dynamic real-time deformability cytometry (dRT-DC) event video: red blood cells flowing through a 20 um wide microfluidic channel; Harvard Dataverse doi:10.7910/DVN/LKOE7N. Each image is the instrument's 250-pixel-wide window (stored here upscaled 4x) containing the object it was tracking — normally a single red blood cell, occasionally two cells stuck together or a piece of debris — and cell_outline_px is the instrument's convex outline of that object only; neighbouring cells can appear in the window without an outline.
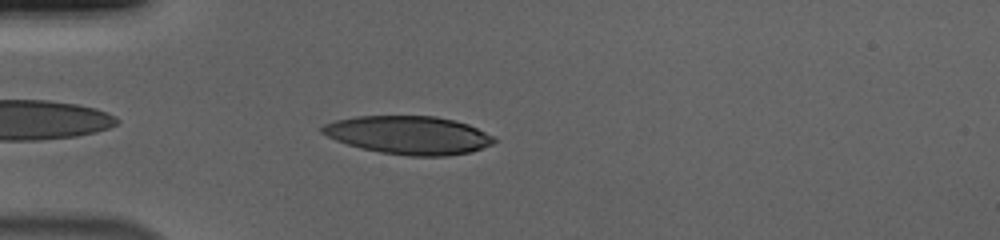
{"species": "human", "species_latin": "Homo sapiens", "temperature_condition": "cold", "stored_images_in_passage": 35, "camera_frame_rate_fps": 3000, "um_per_image_px": 0.085, "donor": {"sex": "male"}, "frame": {"image": 1, "passage_image": 3, "time_ms": 0.667, "image_size_px": [1000, 240], "cell_outline_px": [[496, 140], [492, 144], [472, 152], [448, 156], [408, 156], [380, 152], [360, 148], [336, 140], [320, 132], [320, 128], [324, 124], [336, 120], [356, 116], [436, 116], [456, 120], [468, 124], [492, 136]], "centroid_in_image_um": [34.73, 11.48], "position_along_channel_um": 50.3, "area_um2": 38.32}}
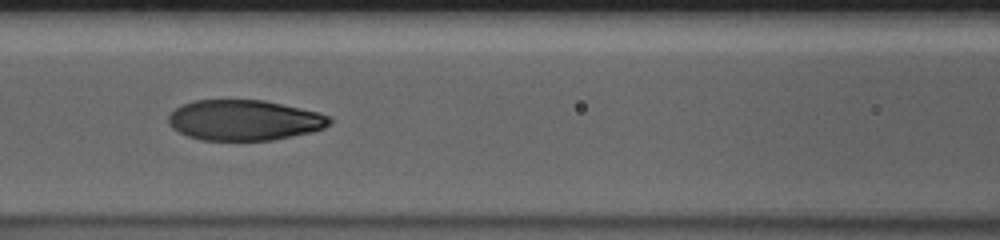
{"frame": {"image": 2, "passage_image": 12, "time_ms": 3.667, "image_size_px": [1000, 240], "cell_outline_px": [[332, 124], [324, 128], [312, 132], [272, 140], [200, 140], [188, 136], [172, 128], [168, 124], [168, 116], [180, 104], [196, 100], [264, 100], [320, 112], [332, 116]], "centroid_in_image_um": [20.79, 10.21], "position_along_channel_um": 145.8, "area_um2": 38.32}}
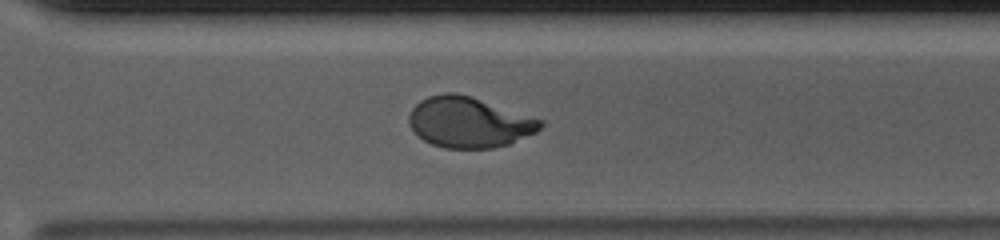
{"frame": {"image": 3, "passage_image": 27, "time_ms": 8.667, "image_size_px": [1000, 240], "cell_outline_px": [[544, 124], [536, 132], [508, 144], [492, 148], [444, 148], [432, 144], [424, 140], [408, 124], [408, 116], [412, 108], [420, 100], [428, 96], [444, 92], [456, 92], [472, 96], [544, 120]], "centroid_in_image_um": [39.86, 10.37], "position_along_channel_um": 330.7, "area_um2": 38.84}, "authors_computed_cell_mechanics": {"area_um2": 39.2462, "velocity_mm_per_s": 3.7084, "shape_relaxation_time_tau1_ms": 4.5941, "shape_relaxation_time_tau2_ms": 0.9559, "deformation_change_tau1": 0.2196, "deformation_change_tau2": 0.0584}}